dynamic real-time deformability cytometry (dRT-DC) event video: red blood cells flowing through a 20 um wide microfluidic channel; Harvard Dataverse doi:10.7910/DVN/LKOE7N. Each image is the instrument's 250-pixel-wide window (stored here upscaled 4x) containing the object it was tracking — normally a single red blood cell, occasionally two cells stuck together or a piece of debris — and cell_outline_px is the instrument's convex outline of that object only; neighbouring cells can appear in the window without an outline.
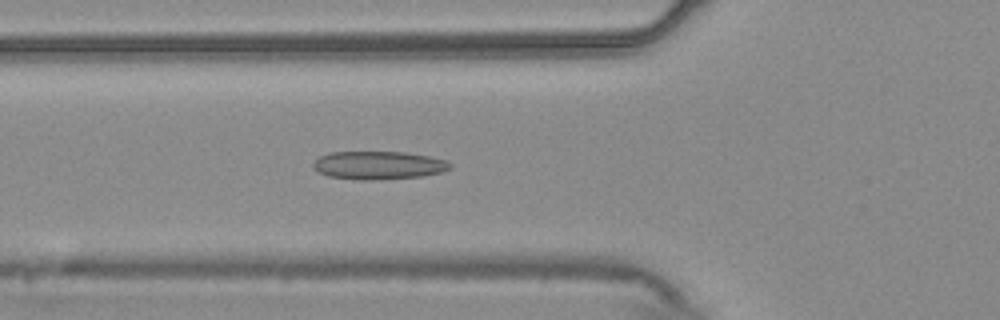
{"species": "common noctule bat (a hibernating species)", "species_latin": "Nyctalus noctula", "temperature_condition": "warm", "stored_images_in_passage": 55, "camera_frame_rate_fps": 3000, "um_per_image_px": 0.085, "animal": {"sex": "male", "body_mass_g": 20.4}, "frame": {"image": 1, "passage_image": 20, "time_ms": 6.333, "image_size_px": [1000, 320], "cell_outline_px": [[452, 168], [440, 172], [424, 176], [372, 180], [360, 180], [328, 176], [320, 172], [312, 164], [320, 156], [328, 152], [404, 152], [428, 156], [448, 160], [452, 164]], "centroid_in_image_um": [32.21, 14.04], "position_along_channel_um": 93.6, "area_um2": 22.43}}
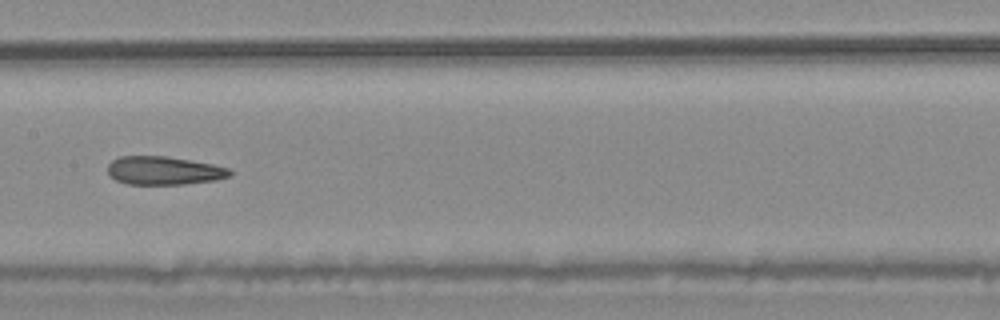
{"frame": {"image": 2, "passage_image": 28, "time_ms": 9.0, "image_size_px": [1000, 320], "cell_outline_px": [[232, 176], [216, 180], [184, 184], [128, 184], [116, 180], [108, 172], [108, 164], [112, 160], [120, 156], [164, 156], [212, 164], [228, 168], [232, 172]], "centroid_in_image_um": [13.94, 14.5], "position_along_channel_um": 193.5, "area_um2": 20.06}}
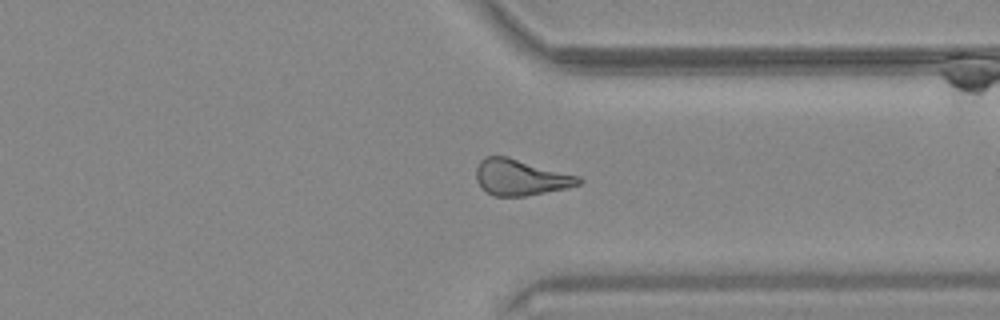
{"frame": {"image": 3, "passage_image": 42, "time_ms": 13.667, "image_size_px": [1000, 320], "cell_outline_px": [[584, 180], [580, 184], [568, 188], [524, 196], [492, 196], [476, 180], [476, 168], [480, 160], [484, 156], [508, 156], [580, 176]], "centroid_in_image_um": [44.27, 15.06], "position_along_channel_um": 367.1, "area_um2": 21.62}, "authors_computed_cell_mechanics": {"area_um2": 21.964, "velocity_mm_per_s": 3.7334, "shape_relaxation_time_tau1_ms": null, "shape_relaxation_time_tau2_ms": 2.882, "deformation_change_tau1": null, "deformation_change_tau2": 0.1253}}